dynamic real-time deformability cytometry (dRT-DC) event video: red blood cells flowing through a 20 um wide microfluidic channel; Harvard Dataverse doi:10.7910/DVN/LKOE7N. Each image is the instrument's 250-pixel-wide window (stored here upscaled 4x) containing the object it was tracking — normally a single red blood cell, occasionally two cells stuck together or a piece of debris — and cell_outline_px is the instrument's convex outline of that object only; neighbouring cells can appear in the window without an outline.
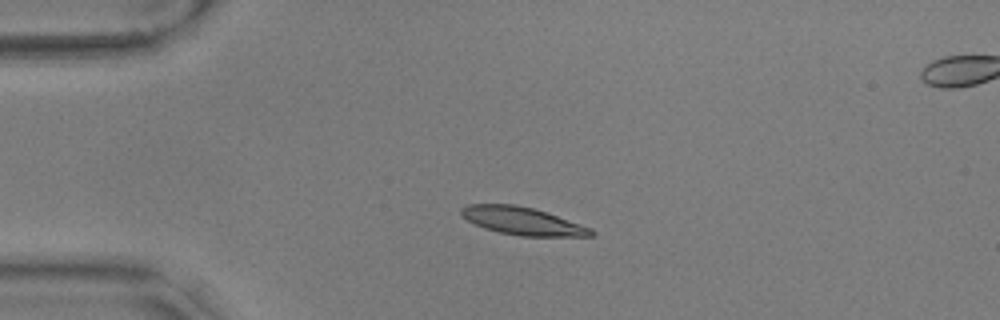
{"species": "common noctule bat (a hibernating species)", "species_latin": "Nyctalus noctula", "temperature_condition": "warm", "stored_images_in_passage": 44, "camera_frame_rate_fps": 3000, "um_per_image_px": 0.085, "animal": {"sex": "male", "body_mass_g": 17.9, "forearm_length_mm": 54.2}, "frame": {"image": 1, "passage_image": 1, "time_ms": 0.0, "image_size_px": [1000, 320], "cell_outline_px": [[596, 232], [592, 236], [520, 236], [500, 232], [484, 228], [460, 216], [460, 208], [468, 204], [516, 204], [532, 208], [592, 228]], "centroid_in_image_um": [44.38, 18.78], "position_along_channel_um": 40.6, "area_um2": 20.81}}
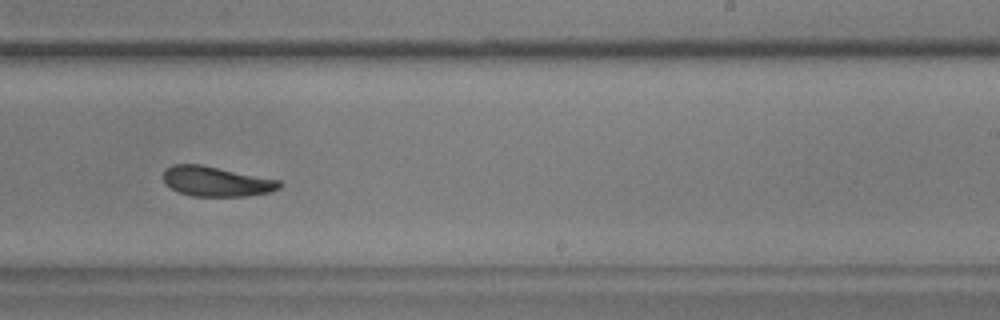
{"frame": {"image": 2, "passage_image": 23, "time_ms": 7.333, "image_size_px": [1000, 320], "cell_outline_px": [[284, 184], [280, 188], [272, 192], [248, 196], [192, 196], [180, 192], [164, 184], [164, 168], [172, 164], [200, 164], [280, 180]], "centroid_in_image_um": [18.41, 15.42], "position_along_channel_um": 270.6, "area_um2": 20.4}}
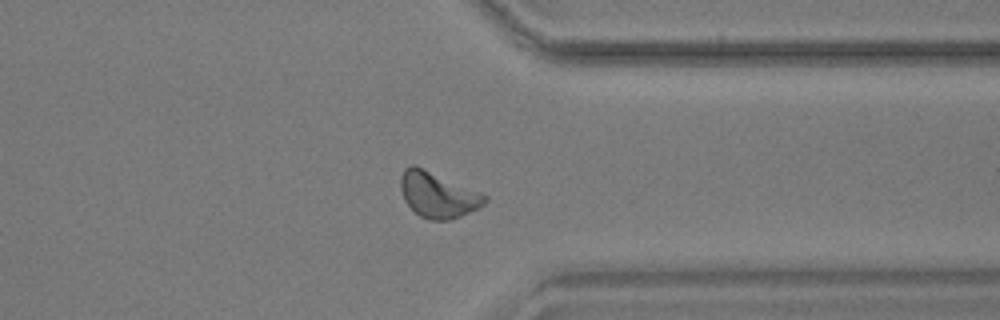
{"frame": {"image": 3, "passage_image": 32, "time_ms": 10.333, "image_size_px": [1000, 320], "cell_outline_px": [[488, 200], [480, 208], [460, 216], [448, 220], [428, 220], [420, 216], [404, 200], [400, 188], [400, 176], [404, 168], [412, 164], [416, 164], [480, 192], [488, 196]], "centroid_in_image_um": [37.21, 16.54], "position_along_channel_um": 374.2, "area_um2": 22.54}, "authors_computed_cell_mechanics": {"area_um2": 21.4438, "velocity_mm_per_s": 3.5342, "shape_relaxation_time_tau1_ms": 5.2887, "shape_relaxation_time_tau2_ms": 3.5483, "deformation_change_tau1": 0.1316, "deformation_change_tau2": 0.0998}}